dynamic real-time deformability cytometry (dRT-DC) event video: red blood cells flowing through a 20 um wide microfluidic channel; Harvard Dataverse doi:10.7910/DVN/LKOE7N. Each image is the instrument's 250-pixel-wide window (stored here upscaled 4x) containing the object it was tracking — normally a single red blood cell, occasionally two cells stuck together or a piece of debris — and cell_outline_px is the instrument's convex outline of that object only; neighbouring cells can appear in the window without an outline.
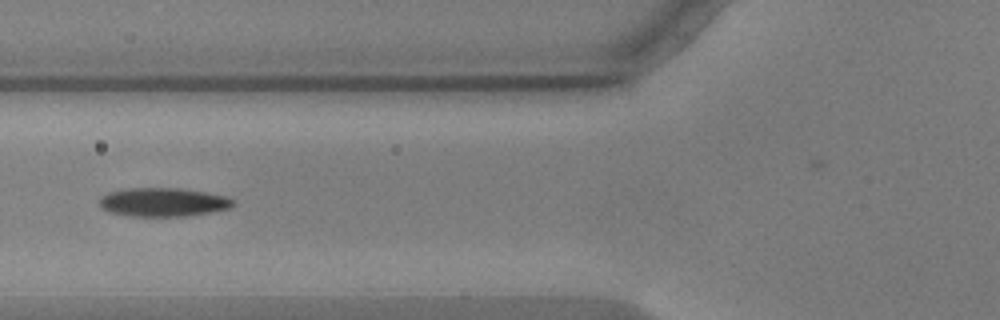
{"species": "common noctule bat (a hibernating species)", "species_latin": "Nyctalus noctula", "temperature_condition": "warm", "stored_images_in_passage": 17, "camera_frame_rate_fps": 3000, "um_per_image_px": 0.085, "animal": {"sex": "male", "body_mass_g": 17.9, "forearm_length_mm": 54.2}, "frame": {"image": 1, "passage_image": 6, "time_ms": 1.667, "image_size_px": [1000, 320], "cell_outline_px": [[236, 204], [228, 208], [208, 212], [184, 216], [132, 216], [108, 212], [100, 208], [100, 196], [108, 192], [128, 188], [180, 188], [204, 192], [224, 196], [236, 200]], "centroid_in_image_um": [13.83, 17.18], "position_along_channel_um": 112.0, "area_um2": 22.31}}